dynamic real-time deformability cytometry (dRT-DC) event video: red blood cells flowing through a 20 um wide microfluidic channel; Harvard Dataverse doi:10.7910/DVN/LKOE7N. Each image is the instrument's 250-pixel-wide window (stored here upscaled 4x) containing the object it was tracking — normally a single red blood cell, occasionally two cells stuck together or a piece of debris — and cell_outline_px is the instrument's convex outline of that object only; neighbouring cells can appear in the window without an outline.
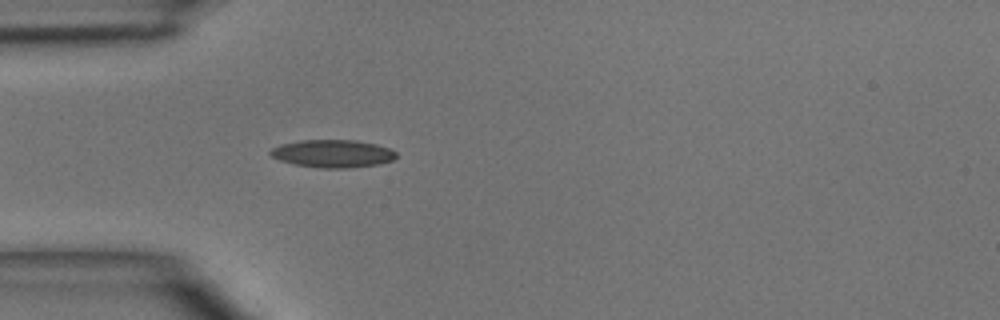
{"species": "common noctule bat (a hibernating species)", "species_latin": "Nyctalus noctula", "temperature_condition": "room temperature", "stored_images_in_passage": 1, "camera_frame_rate_fps": 3000, "um_per_image_px": 0.085, "animal": {"sex": "male", "body_mass_g": 15.6}, "frame": {"image": 1, "passage_image": 1, "time_ms": 0.0, "image_size_px": [1000, 320], "cell_outline_px": [[396, 156], [392, 160], [380, 164], [348, 168], [320, 168], [296, 164], [280, 160], [272, 156], [268, 152], [272, 148], [280, 144], [300, 140], [356, 140], [376, 144], [388, 148], [396, 152]], "centroid_in_image_um": [28.28, 13.05], "position_along_channel_um": 56.7, "area_um2": 20.29}}